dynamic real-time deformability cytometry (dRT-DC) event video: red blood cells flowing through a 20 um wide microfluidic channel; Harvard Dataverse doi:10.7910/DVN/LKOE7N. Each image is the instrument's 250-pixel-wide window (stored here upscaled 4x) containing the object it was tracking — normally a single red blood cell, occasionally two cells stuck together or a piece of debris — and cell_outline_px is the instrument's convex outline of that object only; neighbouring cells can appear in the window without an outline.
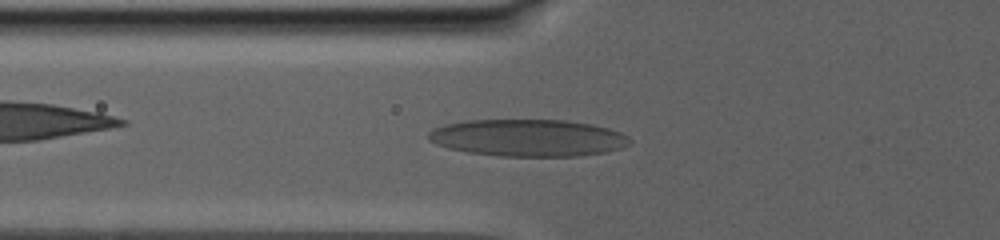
{"species": "human", "species_latin": "Homo sapiens", "temperature_condition": "warm", "stored_images_in_passage": 28, "camera_frame_rate_fps": 3000, "um_per_image_px": 0.085, "donor": {"sex": "male"}, "frame": {"image": 1, "passage_image": 15, "time_ms": 10.333, "image_size_px": [1000, 240], "cell_outline_px": [[632, 144], [620, 148], [604, 152], [580, 156], [496, 156], [468, 152], [448, 148], [436, 144], [428, 140], [428, 132], [432, 128], [444, 124], [464, 120], [564, 120], [592, 124], [608, 128], [620, 132], [628, 136], [632, 140]], "centroid_in_image_um": [44.87, 11.71], "position_along_channel_um": 80.9, "area_um2": 43.81}}
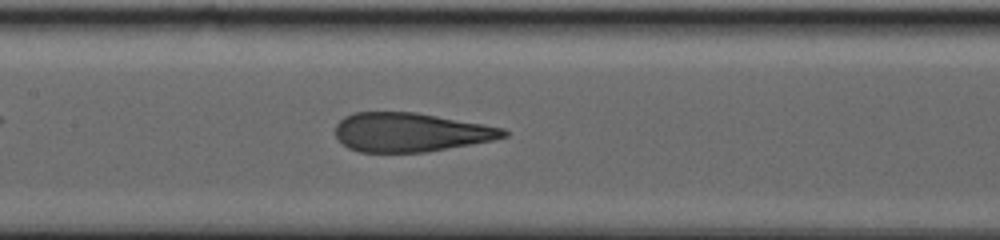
{"frame": {"image": 2, "passage_image": 24, "time_ms": 13.667, "image_size_px": [1000, 240], "cell_outline_px": [[508, 136], [492, 140], [424, 152], [360, 152], [348, 148], [336, 136], [336, 124], [344, 116], [352, 112], [416, 112], [484, 124], [504, 128], [508, 132]], "centroid_in_image_um": [34.88, 11.23], "position_along_channel_um": 172.5, "area_um2": 38.03}}
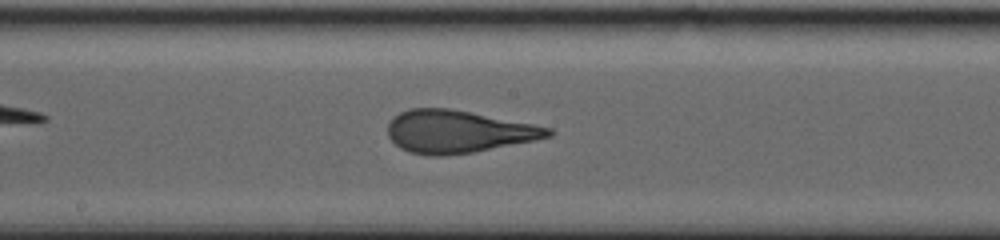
{"frame": {"image": 3, "passage_image": 27, "time_ms": 15.0, "image_size_px": [1000, 240], "cell_outline_px": [[552, 136], [472, 152], [444, 156], [428, 156], [408, 152], [400, 148], [388, 136], [388, 124], [400, 112], [408, 108], [448, 108], [532, 124], [552, 128]], "centroid_in_image_um": [38.88, 11.19], "position_along_channel_um": 209.3, "area_um2": 39.25}}